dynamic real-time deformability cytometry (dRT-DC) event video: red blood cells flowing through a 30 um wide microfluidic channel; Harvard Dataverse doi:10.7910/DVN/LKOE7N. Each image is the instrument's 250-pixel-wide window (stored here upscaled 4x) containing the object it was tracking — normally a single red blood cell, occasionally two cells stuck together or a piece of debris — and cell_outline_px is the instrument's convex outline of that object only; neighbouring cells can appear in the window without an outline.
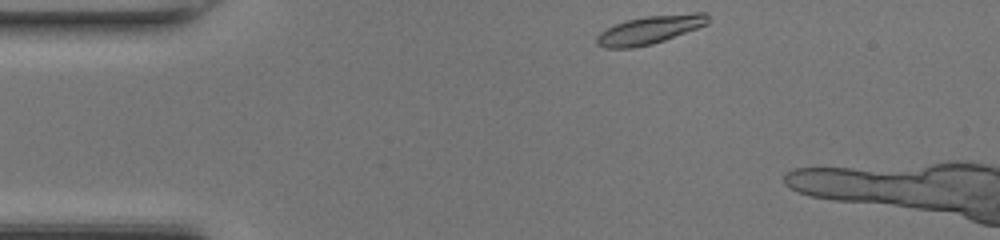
{"species": "common noctule bat (a hibernating species)", "species_latin": "Nyctalus noctula", "temperature_condition": "room temperature", "stored_images_in_passage": 5, "camera_frame_rate_fps": 3000, "um_per_image_px": 0.085, "animal": {"sex": "female", "body_mass_g": 17.0, "forearm_length_mm": 48.0}, "frame": {"image": 1, "passage_image": 1, "time_ms": 0.0, "image_size_px": [1000, 240], "cell_outline_px": [[708, 24], [664, 40], [652, 44], [632, 48], [604, 48], [596, 44], [596, 36], [600, 32], [616, 24], [628, 20], [648, 16], [696, 12], [704, 12], [708, 16]], "centroid_in_image_um": [55.22, 2.54], "position_along_channel_um": 29.8, "area_um2": 18.15}}